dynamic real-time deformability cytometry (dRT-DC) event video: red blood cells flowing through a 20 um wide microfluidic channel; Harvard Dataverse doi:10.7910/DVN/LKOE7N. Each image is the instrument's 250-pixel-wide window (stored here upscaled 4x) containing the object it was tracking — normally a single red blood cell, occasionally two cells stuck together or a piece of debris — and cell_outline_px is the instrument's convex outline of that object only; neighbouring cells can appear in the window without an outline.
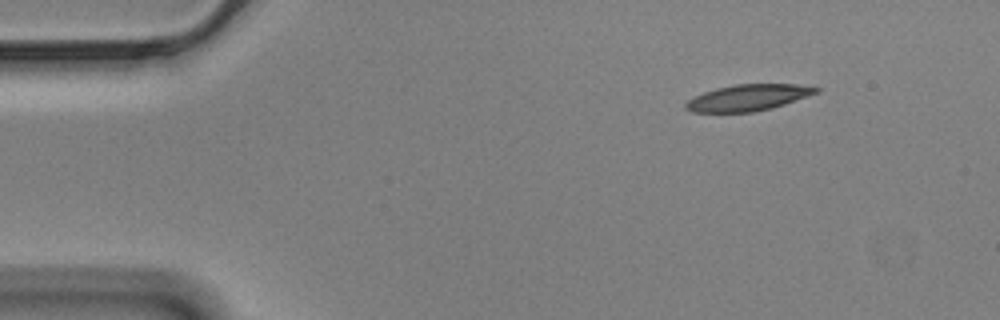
{"species": "Egyptian fruit bat (a non-hibernating species)", "species_latin": "Rousettus aegyptiacus", "temperature_condition": "cold", "stored_images_in_passage": 51, "camera_frame_rate_fps": 3000, "um_per_image_px": 0.085, "animal": {"sex": "male"}, "frame": {"image": 1, "passage_image": 1, "time_ms": 0.0, "image_size_px": [1000, 320], "cell_outline_px": [[820, 92], [772, 108], [752, 112], [692, 112], [684, 108], [684, 104], [688, 100], [704, 92], [716, 88], [736, 84], [796, 84], [820, 88]], "centroid_in_image_um": [63.58, 8.3], "position_along_channel_um": 21.4, "area_um2": 19.88}}
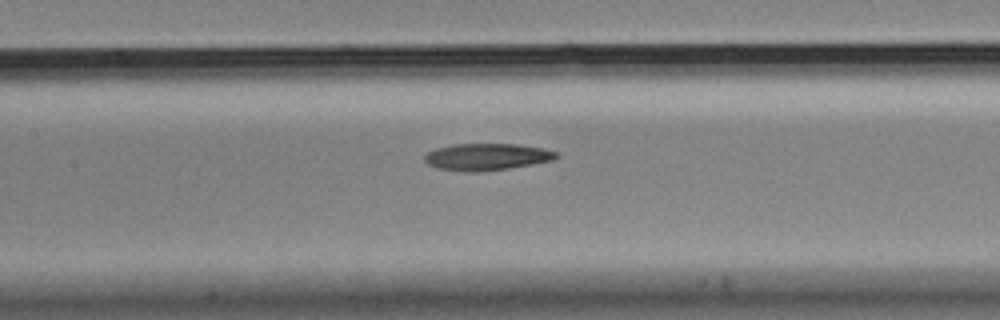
{"frame": {"image": 2, "passage_image": 20, "time_ms": 6.333, "image_size_px": [1000, 320], "cell_outline_px": [[560, 156], [552, 160], [532, 164], [508, 168], [476, 172], [464, 172], [436, 168], [428, 164], [424, 160], [424, 156], [428, 152], [436, 148], [452, 144], [516, 144], [544, 148], [560, 152]], "centroid_in_image_um": [41.38, 13.33], "position_along_channel_um": 166.0, "area_um2": 20.75}}
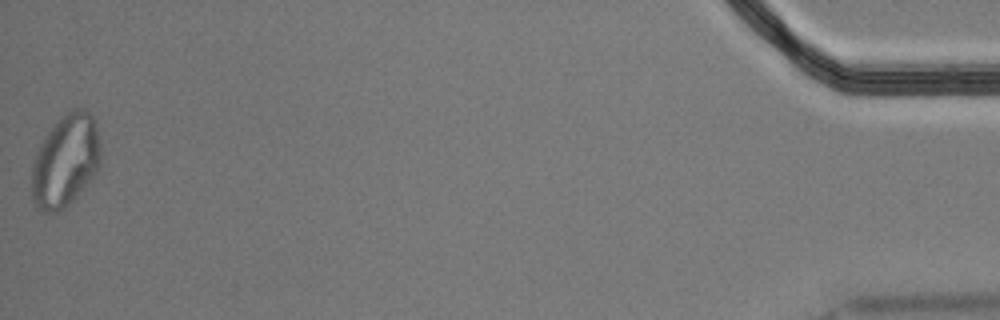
{"frame": {"image": 3, "passage_image": 51, "time_ms": 16.667, "image_size_px": [1000, 320], "cell_outline_px": [[100, 164], [96, 172], [76, 196], [64, 208], [56, 212], [44, 212], [36, 208], [32, 200], [32, 164], [36, 152], [40, 144], [48, 132], [60, 116], [72, 108], [84, 108], [92, 116], [96, 128], [100, 148]], "centroid_in_image_um": [5.54, 13.66], "position_along_channel_um": 429.7, "area_um2": 36.88}}